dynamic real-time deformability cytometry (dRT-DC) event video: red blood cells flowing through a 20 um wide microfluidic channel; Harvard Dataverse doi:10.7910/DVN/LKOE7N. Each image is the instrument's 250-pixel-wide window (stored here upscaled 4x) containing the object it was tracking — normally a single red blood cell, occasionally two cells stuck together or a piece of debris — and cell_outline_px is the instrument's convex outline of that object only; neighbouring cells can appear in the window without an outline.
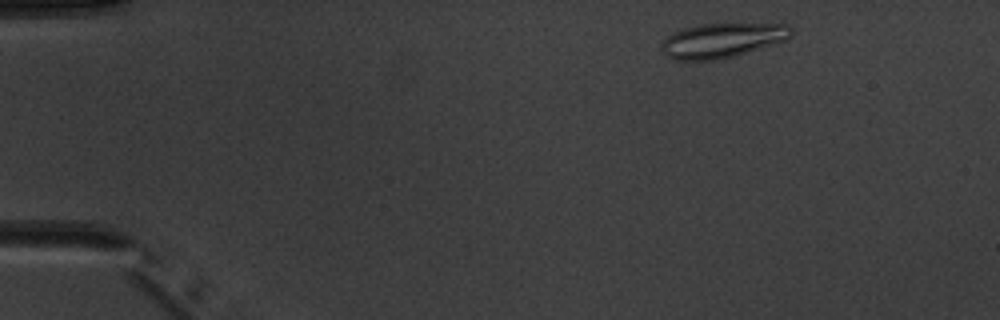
{"species": "common noctule bat (a hibernating species)", "species_latin": "Nyctalus noctula", "temperature_condition": "warm", "stored_images_in_passage": 5, "camera_frame_rate_fps": 3000, "um_per_image_px": 0.085, "animal": {"sex": "male", "body_mass_g": 20.1, "forearm_length_mm": 53.5}, "frame": {"image": 1, "passage_image": 1, "time_ms": 0.0, "image_size_px": [1000, 320], "cell_outline_px": [[792, 32], [784, 40], [732, 56], [716, 60], [676, 60], [664, 56], [664, 40], [672, 32], [684, 28], [700, 24], [788, 24], [792, 28]], "centroid_in_image_um": [61.34, 3.42], "position_along_channel_um": 23.7, "area_um2": 25.49}}
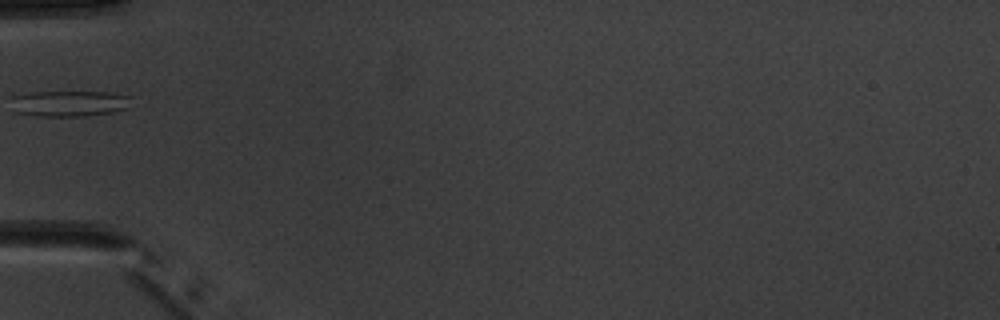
{"frame": {"image": 2, "passage_image": 4, "time_ms": 3.667, "image_size_px": [1000, 320], "cell_outline_px": [[132, 108], [112, 112], [84, 116], [40, 116], [16, 112], [12, 96], [28, 92], [108, 92], [132, 96]], "centroid_in_image_um": [6.0, 8.79], "position_along_channel_um": 79.0, "area_um2": 18.26}}